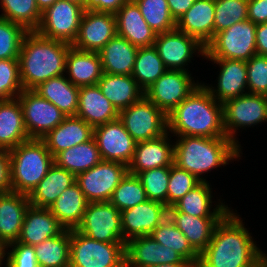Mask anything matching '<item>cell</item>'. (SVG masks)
<instances>
[{
  "mask_svg": "<svg viewBox=\"0 0 267 267\" xmlns=\"http://www.w3.org/2000/svg\"><path fill=\"white\" fill-rule=\"evenodd\" d=\"M251 235L240 215L231 209L217 224L197 267H267V254Z\"/></svg>",
  "mask_w": 267,
  "mask_h": 267,
  "instance_id": "6da1fadb",
  "label": "cell"
},
{
  "mask_svg": "<svg viewBox=\"0 0 267 267\" xmlns=\"http://www.w3.org/2000/svg\"><path fill=\"white\" fill-rule=\"evenodd\" d=\"M167 130L173 136L227 137L223 104L201 84L167 115Z\"/></svg>",
  "mask_w": 267,
  "mask_h": 267,
  "instance_id": "7a4b0ae2",
  "label": "cell"
},
{
  "mask_svg": "<svg viewBox=\"0 0 267 267\" xmlns=\"http://www.w3.org/2000/svg\"><path fill=\"white\" fill-rule=\"evenodd\" d=\"M71 46L43 37L36 31H28L18 58L23 89L33 90L50 78L66 74V56Z\"/></svg>",
  "mask_w": 267,
  "mask_h": 267,
  "instance_id": "3957f363",
  "label": "cell"
},
{
  "mask_svg": "<svg viewBox=\"0 0 267 267\" xmlns=\"http://www.w3.org/2000/svg\"><path fill=\"white\" fill-rule=\"evenodd\" d=\"M176 137L173 164L190 172L201 182L207 181L203 178L206 172L224 167L242 156V149L228 137Z\"/></svg>",
  "mask_w": 267,
  "mask_h": 267,
  "instance_id": "277c9868",
  "label": "cell"
},
{
  "mask_svg": "<svg viewBox=\"0 0 267 267\" xmlns=\"http://www.w3.org/2000/svg\"><path fill=\"white\" fill-rule=\"evenodd\" d=\"M11 191L29 195L55 163L42 139L30 138L9 150Z\"/></svg>",
  "mask_w": 267,
  "mask_h": 267,
  "instance_id": "5b68a950",
  "label": "cell"
},
{
  "mask_svg": "<svg viewBox=\"0 0 267 267\" xmlns=\"http://www.w3.org/2000/svg\"><path fill=\"white\" fill-rule=\"evenodd\" d=\"M69 267H125V244L93 240L70 230Z\"/></svg>",
  "mask_w": 267,
  "mask_h": 267,
  "instance_id": "8992f818",
  "label": "cell"
},
{
  "mask_svg": "<svg viewBox=\"0 0 267 267\" xmlns=\"http://www.w3.org/2000/svg\"><path fill=\"white\" fill-rule=\"evenodd\" d=\"M256 26L247 19L217 33L206 46L204 58L248 61L256 55Z\"/></svg>",
  "mask_w": 267,
  "mask_h": 267,
  "instance_id": "52a82bcc",
  "label": "cell"
},
{
  "mask_svg": "<svg viewBox=\"0 0 267 267\" xmlns=\"http://www.w3.org/2000/svg\"><path fill=\"white\" fill-rule=\"evenodd\" d=\"M119 119L136 142L154 140L168 132L167 115L145 95L120 110Z\"/></svg>",
  "mask_w": 267,
  "mask_h": 267,
  "instance_id": "ba28073f",
  "label": "cell"
},
{
  "mask_svg": "<svg viewBox=\"0 0 267 267\" xmlns=\"http://www.w3.org/2000/svg\"><path fill=\"white\" fill-rule=\"evenodd\" d=\"M226 136L240 148L236 131L267 122V101L264 95L246 93L223 103ZM236 137V138H235Z\"/></svg>",
  "mask_w": 267,
  "mask_h": 267,
  "instance_id": "9c48e42d",
  "label": "cell"
},
{
  "mask_svg": "<svg viewBox=\"0 0 267 267\" xmlns=\"http://www.w3.org/2000/svg\"><path fill=\"white\" fill-rule=\"evenodd\" d=\"M127 173L125 164L101 160L91 169L76 175V183L89 203L108 202Z\"/></svg>",
  "mask_w": 267,
  "mask_h": 267,
  "instance_id": "30bf717a",
  "label": "cell"
},
{
  "mask_svg": "<svg viewBox=\"0 0 267 267\" xmlns=\"http://www.w3.org/2000/svg\"><path fill=\"white\" fill-rule=\"evenodd\" d=\"M85 9L64 0H57L42 12L36 32L43 37L72 45L77 38L80 20Z\"/></svg>",
  "mask_w": 267,
  "mask_h": 267,
  "instance_id": "8fae6325",
  "label": "cell"
},
{
  "mask_svg": "<svg viewBox=\"0 0 267 267\" xmlns=\"http://www.w3.org/2000/svg\"><path fill=\"white\" fill-rule=\"evenodd\" d=\"M76 230L93 240L123 242L121 212L110 201L88 203Z\"/></svg>",
  "mask_w": 267,
  "mask_h": 267,
  "instance_id": "7c38bea8",
  "label": "cell"
},
{
  "mask_svg": "<svg viewBox=\"0 0 267 267\" xmlns=\"http://www.w3.org/2000/svg\"><path fill=\"white\" fill-rule=\"evenodd\" d=\"M182 70H167L144 95L166 115L186 99L201 83Z\"/></svg>",
  "mask_w": 267,
  "mask_h": 267,
  "instance_id": "4fadbf2b",
  "label": "cell"
},
{
  "mask_svg": "<svg viewBox=\"0 0 267 267\" xmlns=\"http://www.w3.org/2000/svg\"><path fill=\"white\" fill-rule=\"evenodd\" d=\"M29 138L41 139L60 124L66 115L34 90H23L17 97Z\"/></svg>",
  "mask_w": 267,
  "mask_h": 267,
  "instance_id": "5bb4252c",
  "label": "cell"
},
{
  "mask_svg": "<svg viewBox=\"0 0 267 267\" xmlns=\"http://www.w3.org/2000/svg\"><path fill=\"white\" fill-rule=\"evenodd\" d=\"M154 47L167 70L188 72L185 67L189 66L193 55L201 54L200 56L205 57L206 54L205 46L177 28L157 34Z\"/></svg>",
  "mask_w": 267,
  "mask_h": 267,
  "instance_id": "9a60e30c",
  "label": "cell"
},
{
  "mask_svg": "<svg viewBox=\"0 0 267 267\" xmlns=\"http://www.w3.org/2000/svg\"><path fill=\"white\" fill-rule=\"evenodd\" d=\"M93 137L102 160L120 162L126 166L130 164L137 142L119 118L94 127Z\"/></svg>",
  "mask_w": 267,
  "mask_h": 267,
  "instance_id": "2e32d148",
  "label": "cell"
},
{
  "mask_svg": "<svg viewBox=\"0 0 267 267\" xmlns=\"http://www.w3.org/2000/svg\"><path fill=\"white\" fill-rule=\"evenodd\" d=\"M116 34L115 14L86 8L72 46L82 51L99 52Z\"/></svg>",
  "mask_w": 267,
  "mask_h": 267,
  "instance_id": "e0dca14e",
  "label": "cell"
},
{
  "mask_svg": "<svg viewBox=\"0 0 267 267\" xmlns=\"http://www.w3.org/2000/svg\"><path fill=\"white\" fill-rule=\"evenodd\" d=\"M193 263L150 235L132 238L125 243V267H151L159 264Z\"/></svg>",
  "mask_w": 267,
  "mask_h": 267,
  "instance_id": "ac0fdd59",
  "label": "cell"
},
{
  "mask_svg": "<svg viewBox=\"0 0 267 267\" xmlns=\"http://www.w3.org/2000/svg\"><path fill=\"white\" fill-rule=\"evenodd\" d=\"M168 216V207L158 201L146 200L121 211L123 243L147 236Z\"/></svg>",
  "mask_w": 267,
  "mask_h": 267,
  "instance_id": "d6986e66",
  "label": "cell"
},
{
  "mask_svg": "<svg viewBox=\"0 0 267 267\" xmlns=\"http://www.w3.org/2000/svg\"><path fill=\"white\" fill-rule=\"evenodd\" d=\"M208 61L216 63L220 68L217 88L202 83L216 101L223 104L227 100L248 93L246 61L235 59H208Z\"/></svg>",
  "mask_w": 267,
  "mask_h": 267,
  "instance_id": "ffe728a7",
  "label": "cell"
},
{
  "mask_svg": "<svg viewBox=\"0 0 267 267\" xmlns=\"http://www.w3.org/2000/svg\"><path fill=\"white\" fill-rule=\"evenodd\" d=\"M167 132L154 140L137 142L133 158L128 165V173L138 175L140 172L171 166L174 158V143ZM169 136V137H168Z\"/></svg>",
  "mask_w": 267,
  "mask_h": 267,
  "instance_id": "44dd1931",
  "label": "cell"
},
{
  "mask_svg": "<svg viewBox=\"0 0 267 267\" xmlns=\"http://www.w3.org/2000/svg\"><path fill=\"white\" fill-rule=\"evenodd\" d=\"M115 16L117 35L124 37L138 48L154 45L157 34L147 24L133 0L123 4Z\"/></svg>",
  "mask_w": 267,
  "mask_h": 267,
  "instance_id": "7402d4cb",
  "label": "cell"
},
{
  "mask_svg": "<svg viewBox=\"0 0 267 267\" xmlns=\"http://www.w3.org/2000/svg\"><path fill=\"white\" fill-rule=\"evenodd\" d=\"M64 230L65 228L48 208L30 205L26 210L17 241L34 246L48 238L60 235Z\"/></svg>",
  "mask_w": 267,
  "mask_h": 267,
  "instance_id": "603a6c76",
  "label": "cell"
},
{
  "mask_svg": "<svg viewBox=\"0 0 267 267\" xmlns=\"http://www.w3.org/2000/svg\"><path fill=\"white\" fill-rule=\"evenodd\" d=\"M29 206L28 195L13 191L0 194V244L3 247L18 240Z\"/></svg>",
  "mask_w": 267,
  "mask_h": 267,
  "instance_id": "cb8c5ba5",
  "label": "cell"
},
{
  "mask_svg": "<svg viewBox=\"0 0 267 267\" xmlns=\"http://www.w3.org/2000/svg\"><path fill=\"white\" fill-rule=\"evenodd\" d=\"M94 128L77 116H66L53 130L41 138L55 157L65 149L92 139Z\"/></svg>",
  "mask_w": 267,
  "mask_h": 267,
  "instance_id": "d4e9b609",
  "label": "cell"
},
{
  "mask_svg": "<svg viewBox=\"0 0 267 267\" xmlns=\"http://www.w3.org/2000/svg\"><path fill=\"white\" fill-rule=\"evenodd\" d=\"M215 0H197L176 22V28L207 46L214 38Z\"/></svg>",
  "mask_w": 267,
  "mask_h": 267,
  "instance_id": "484cf974",
  "label": "cell"
},
{
  "mask_svg": "<svg viewBox=\"0 0 267 267\" xmlns=\"http://www.w3.org/2000/svg\"><path fill=\"white\" fill-rule=\"evenodd\" d=\"M212 188L208 181L200 182L197 186L187 192L172 207L168 208V212H184L195 217H224L231 208L221 202H216V207L212 198ZM218 203V204H217ZM213 208V209H212ZM212 209V211H211Z\"/></svg>",
  "mask_w": 267,
  "mask_h": 267,
  "instance_id": "4316f807",
  "label": "cell"
},
{
  "mask_svg": "<svg viewBox=\"0 0 267 267\" xmlns=\"http://www.w3.org/2000/svg\"><path fill=\"white\" fill-rule=\"evenodd\" d=\"M76 116L94 128L119 118V111L101 93L96 84L79 88Z\"/></svg>",
  "mask_w": 267,
  "mask_h": 267,
  "instance_id": "83f0119b",
  "label": "cell"
},
{
  "mask_svg": "<svg viewBox=\"0 0 267 267\" xmlns=\"http://www.w3.org/2000/svg\"><path fill=\"white\" fill-rule=\"evenodd\" d=\"M67 79L78 87L96 85L103 75L98 52L82 51L71 46L66 56Z\"/></svg>",
  "mask_w": 267,
  "mask_h": 267,
  "instance_id": "f1b7e54d",
  "label": "cell"
},
{
  "mask_svg": "<svg viewBox=\"0 0 267 267\" xmlns=\"http://www.w3.org/2000/svg\"><path fill=\"white\" fill-rule=\"evenodd\" d=\"M168 217L200 255L212 240L217 224L223 217H195L184 212H168Z\"/></svg>",
  "mask_w": 267,
  "mask_h": 267,
  "instance_id": "f546056e",
  "label": "cell"
},
{
  "mask_svg": "<svg viewBox=\"0 0 267 267\" xmlns=\"http://www.w3.org/2000/svg\"><path fill=\"white\" fill-rule=\"evenodd\" d=\"M30 139L17 98L0 101V149L11 150Z\"/></svg>",
  "mask_w": 267,
  "mask_h": 267,
  "instance_id": "4dcf8cb0",
  "label": "cell"
},
{
  "mask_svg": "<svg viewBox=\"0 0 267 267\" xmlns=\"http://www.w3.org/2000/svg\"><path fill=\"white\" fill-rule=\"evenodd\" d=\"M138 47L124 37L115 35L98 53L103 73L132 75Z\"/></svg>",
  "mask_w": 267,
  "mask_h": 267,
  "instance_id": "1f68e13d",
  "label": "cell"
},
{
  "mask_svg": "<svg viewBox=\"0 0 267 267\" xmlns=\"http://www.w3.org/2000/svg\"><path fill=\"white\" fill-rule=\"evenodd\" d=\"M76 182V176L54 163L28 195L30 205L49 208L61 193Z\"/></svg>",
  "mask_w": 267,
  "mask_h": 267,
  "instance_id": "d6a6232c",
  "label": "cell"
},
{
  "mask_svg": "<svg viewBox=\"0 0 267 267\" xmlns=\"http://www.w3.org/2000/svg\"><path fill=\"white\" fill-rule=\"evenodd\" d=\"M97 85L118 111L129 107L144 96V91L131 75L103 73Z\"/></svg>",
  "mask_w": 267,
  "mask_h": 267,
  "instance_id": "836d02e7",
  "label": "cell"
},
{
  "mask_svg": "<svg viewBox=\"0 0 267 267\" xmlns=\"http://www.w3.org/2000/svg\"><path fill=\"white\" fill-rule=\"evenodd\" d=\"M66 75L50 78L40 83L33 90L53 103L66 116H76L80 87L73 85Z\"/></svg>",
  "mask_w": 267,
  "mask_h": 267,
  "instance_id": "e575fe53",
  "label": "cell"
},
{
  "mask_svg": "<svg viewBox=\"0 0 267 267\" xmlns=\"http://www.w3.org/2000/svg\"><path fill=\"white\" fill-rule=\"evenodd\" d=\"M88 203L75 182L66 188L48 209L65 229L72 230L80 225Z\"/></svg>",
  "mask_w": 267,
  "mask_h": 267,
  "instance_id": "d590c367",
  "label": "cell"
},
{
  "mask_svg": "<svg viewBox=\"0 0 267 267\" xmlns=\"http://www.w3.org/2000/svg\"><path fill=\"white\" fill-rule=\"evenodd\" d=\"M95 138L65 149L54 157V162L75 176L85 172L101 161Z\"/></svg>",
  "mask_w": 267,
  "mask_h": 267,
  "instance_id": "8d00e7d4",
  "label": "cell"
},
{
  "mask_svg": "<svg viewBox=\"0 0 267 267\" xmlns=\"http://www.w3.org/2000/svg\"><path fill=\"white\" fill-rule=\"evenodd\" d=\"M39 267L70 266V230L33 246Z\"/></svg>",
  "mask_w": 267,
  "mask_h": 267,
  "instance_id": "74e56055",
  "label": "cell"
},
{
  "mask_svg": "<svg viewBox=\"0 0 267 267\" xmlns=\"http://www.w3.org/2000/svg\"><path fill=\"white\" fill-rule=\"evenodd\" d=\"M166 71L154 45L138 48L131 76L143 91L147 90Z\"/></svg>",
  "mask_w": 267,
  "mask_h": 267,
  "instance_id": "f35d334b",
  "label": "cell"
},
{
  "mask_svg": "<svg viewBox=\"0 0 267 267\" xmlns=\"http://www.w3.org/2000/svg\"><path fill=\"white\" fill-rule=\"evenodd\" d=\"M150 236L158 243L175 250L186 261L198 264L199 254L168 216L150 233Z\"/></svg>",
  "mask_w": 267,
  "mask_h": 267,
  "instance_id": "ab89813d",
  "label": "cell"
},
{
  "mask_svg": "<svg viewBox=\"0 0 267 267\" xmlns=\"http://www.w3.org/2000/svg\"><path fill=\"white\" fill-rule=\"evenodd\" d=\"M0 6L3 10L0 17L20 24L27 31H36L38 28L42 13L36 0H0Z\"/></svg>",
  "mask_w": 267,
  "mask_h": 267,
  "instance_id": "60d3db41",
  "label": "cell"
},
{
  "mask_svg": "<svg viewBox=\"0 0 267 267\" xmlns=\"http://www.w3.org/2000/svg\"><path fill=\"white\" fill-rule=\"evenodd\" d=\"M140 12L156 33H164L176 28V21L171 16L167 0H133Z\"/></svg>",
  "mask_w": 267,
  "mask_h": 267,
  "instance_id": "b9f144b4",
  "label": "cell"
},
{
  "mask_svg": "<svg viewBox=\"0 0 267 267\" xmlns=\"http://www.w3.org/2000/svg\"><path fill=\"white\" fill-rule=\"evenodd\" d=\"M148 200L137 175L127 173L114 189L110 202L121 212Z\"/></svg>",
  "mask_w": 267,
  "mask_h": 267,
  "instance_id": "7bdbcfd3",
  "label": "cell"
},
{
  "mask_svg": "<svg viewBox=\"0 0 267 267\" xmlns=\"http://www.w3.org/2000/svg\"><path fill=\"white\" fill-rule=\"evenodd\" d=\"M248 19V0H215L214 36Z\"/></svg>",
  "mask_w": 267,
  "mask_h": 267,
  "instance_id": "ee69618b",
  "label": "cell"
},
{
  "mask_svg": "<svg viewBox=\"0 0 267 267\" xmlns=\"http://www.w3.org/2000/svg\"><path fill=\"white\" fill-rule=\"evenodd\" d=\"M149 200L158 201L167 206V190L170 166L158 167L140 172L137 175Z\"/></svg>",
  "mask_w": 267,
  "mask_h": 267,
  "instance_id": "f6af8a7d",
  "label": "cell"
},
{
  "mask_svg": "<svg viewBox=\"0 0 267 267\" xmlns=\"http://www.w3.org/2000/svg\"><path fill=\"white\" fill-rule=\"evenodd\" d=\"M27 30L20 24L0 17V60L18 59Z\"/></svg>",
  "mask_w": 267,
  "mask_h": 267,
  "instance_id": "bcb514c9",
  "label": "cell"
},
{
  "mask_svg": "<svg viewBox=\"0 0 267 267\" xmlns=\"http://www.w3.org/2000/svg\"><path fill=\"white\" fill-rule=\"evenodd\" d=\"M19 59L0 60V101L17 98L23 91Z\"/></svg>",
  "mask_w": 267,
  "mask_h": 267,
  "instance_id": "7dc6e473",
  "label": "cell"
},
{
  "mask_svg": "<svg viewBox=\"0 0 267 267\" xmlns=\"http://www.w3.org/2000/svg\"><path fill=\"white\" fill-rule=\"evenodd\" d=\"M200 182L201 181L190 172L172 164L170 166V176L167 190V207H172Z\"/></svg>",
  "mask_w": 267,
  "mask_h": 267,
  "instance_id": "c3c4849f",
  "label": "cell"
},
{
  "mask_svg": "<svg viewBox=\"0 0 267 267\" xmlns=\"http://www.w3.org/2000/svg\"><path fill=\"white\" fill-rule=\"evenodd\" d=\"M247 65L248 93L265 95L267 92V56L253 55Z\"/></svg>",
  "mask_w": 267,
  "mask_h": 267,
  "instance_id": "681fc988",
  "label": "cell"
},
{
  "mask_svg": "<svg viewBox=\"0 0 267 267\" xmlns=\"http://www.w3.org/2000/svg\"><path fill=\"white\" fill-rule=\"evenodd\" d=\"M3 259L5 267H39L33 246L18 241L4 247Z\"/></svg>",
  "mask_w": 267,
  "mask_h": 267,
  "instance_id": "f907efd6",
  "label": "cell"
},
{
  "mask_svg": "<svg viewBox=\"0 0 267 267\" xmlns=\"http://www.w3.org/2000/svg\"><path fill=\"white\" fill-rule=\"evenodd\" d=\"M248 19L256 25L267 22V0H248Z\"/></svg>",
  "mask_w": 267,
  "mask_h": 267,
  "instance_id": "816d5d0a",
  "label": "cell"
},
{
  "mask_svg": "<svg viewBox=\"0 0 267 267\" xmlns=\"http://www.w3.org/2000/svg\"><path fill=\"white\" fill-rule=\"evenodd\" d=\"M11 191L9 151L0 149V194Z\"/></svg>",
  "mask_w": 267,
  "mask_h": 267,
  "instance_id": "f5cc1de1",
  "label": "cell"
},
{
  "mask_svg": "<svg viewBox=\"0 0 267 267\" xmlns=\"http://www.w3.org/2000/svg\"><path fill=\"white\" fill-rule=\"evenodd\" d=\"M129 0H87V9L115 14Z\"/></svg>",
  "mask_w": 267,
  "mask_h": 267,
  "instance_id": "db71d44e",
  "label": "cell"
},
{
  "mask_svg": "<svg viewBox=\"0 0 267 267\" xmlns=\"http://www.w3.org/2000/svg\"><path fill=\"white\" fill-rule=\"evenodd\" d=\"M197 0H167L171 16L177 22Z\"/></svg>",
  "mask_w": 267,
  "mask_h": 267,
  "instance_id": "11a10c76",
  "label": "cell"
},
{
  "mask_svg": "<svg viewBox=\"0 0 267 267\" xmlns=\"http://www.w3.org/2000/svg\"><path fill=\"white\" fill-rule=\"evenodd\" d=\"M256 54L267 56V22L256 26Z\"/></svg>",
  "mask_w": 267,
  "mask_h": 267,
  "instance_id": "9f6ffc18",
  "label": "cell"
},
{
  "mask_svg": "<svg viewBox=\"0 0 267 267\" xmlns=\"http://www.w3.org/2000/svg\"><path fill=\"white\" fill-rule=\"evenodd\" d=\"M57 0H36L37 7L39 11L42 13L47 8L52 6Z\"/></svg>",
  "mask_w": 267,
  "mask_h": 267,
  "instance_id": "6f0895ef",
  "label": "cell"
},
{
  "mask_svg": "<svg viewBox=\"0 0 267 267\" xmlns=\"http://www.w3.org/2000/svg\"><path fill=\"white\" fill-rule=\"evenodd\" d=\"M151 267H197L195 263L159 264Z\"/></svg>",
  "mask_w": 267,
  "mask_h": 267,
  "instance_id": "680465c9",
  "label": "cell"
},
{
  "mask_svg": "<svg viewBox=\"0 0 267 267\" xmlns=\"http://www.w3.org/2000/svg\"><path fill=\"white\" fill-rule=\"evenodd\" d=\"M64 1H68L74 4H79L81 5L84 9L87 8V0H64Z\"/></svg>",
  "mask_w": 267,
  "mask_h": 267,
  "instance_id": "91938a15",
  "label": "cell"
},
{
  "mask_svg": "<svg viewBox=\"0 0 267 267\" xmlns=\"http://www.w3.org/2000/svg\"><path fill=\"white\" fill-rule=\"evenodd\" d=\"M4 247L0 244V257H3Z\"/></svg>",
  "mask_w": 267,
  "mask_h": 267,
  "instance_id": "94428289",
  "label": "cell"
},
{
  "mask_svg": "<svg viewBox=\"0 0 267 267\" xmlns=\"http://www.w3.org/2000/svg\"><path fill=\"white\" fill-rule=\"evenodd\" d=\"M2 262H5V261H4L3 257H0V267H2V265H3Z\"/></svg>",
  "mask_w": 267,
  "mask_h": 267,
  "instance_id": "6125c7cd",
  "label": "cell"
}]
</instances>
